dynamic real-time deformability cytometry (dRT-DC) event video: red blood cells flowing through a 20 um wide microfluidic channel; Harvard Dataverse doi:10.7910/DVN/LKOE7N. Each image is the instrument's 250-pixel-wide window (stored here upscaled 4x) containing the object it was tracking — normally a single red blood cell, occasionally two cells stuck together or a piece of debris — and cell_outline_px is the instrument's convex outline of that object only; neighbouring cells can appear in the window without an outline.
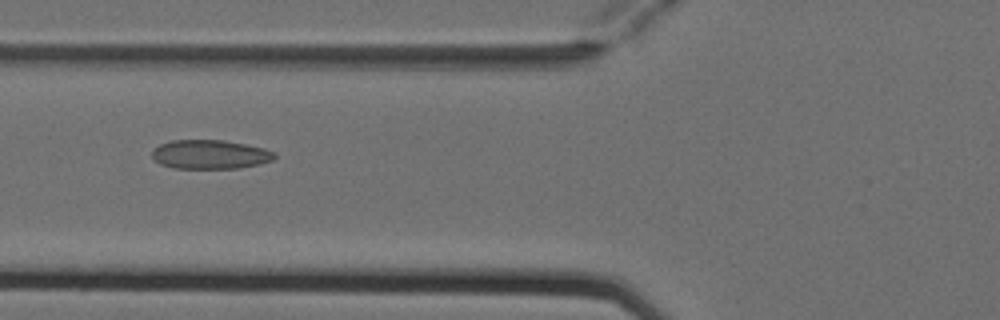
{"species": "Egyptian fruit bat (a non-hibernating species)", "species_latin": "Rousettus aegyptiacus", "temperature_condition": "cold", "stored_images_in_passage": 7, "camera_frame_rate_fps": 3000, "um_per_image_px": 0.085, "animal": {"sex": "female"}, "frame": {"image": 1, "passage_image": 7, "time_ms": 2.0, "image_size_px": [1000, 320], "cell_outline_px": [[276, 156], [272, 160], [260, 164], [240, 168], [172, 168], [160, 164], [152, 156], [152, 152], [160, 144], [172, 140], [224, 140], [264, 148], [276, 152]], "centroid_in_image_um": [17.88, 13.13], "position_along_channel_um": 107.9, "area_um2": 20.69}}